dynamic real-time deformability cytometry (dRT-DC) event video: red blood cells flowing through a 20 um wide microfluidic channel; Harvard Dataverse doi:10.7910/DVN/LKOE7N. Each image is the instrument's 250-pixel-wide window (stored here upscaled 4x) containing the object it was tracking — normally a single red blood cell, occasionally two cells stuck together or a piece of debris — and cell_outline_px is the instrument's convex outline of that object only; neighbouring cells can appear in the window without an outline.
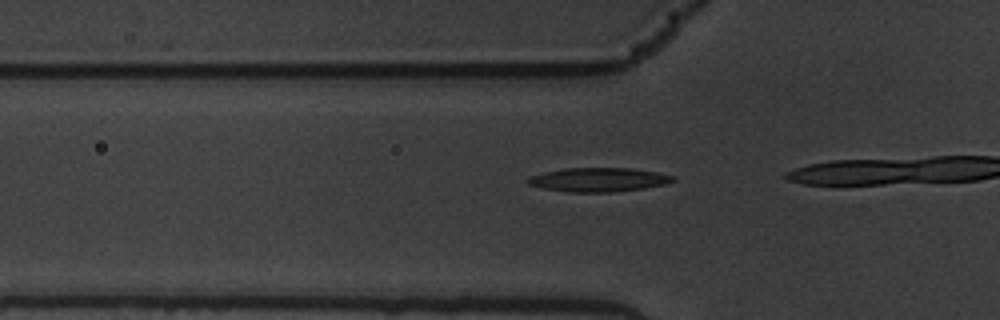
{"species": "common noctule bat (a hibernating species)", "species_latin": "Nyctalus noctula", "temperature_condition": "warm", "stored_images_in_passage": 19, "camera_frame_rate_fps": 3000, "um_per_image_px": 0.085, "animal": {"sex": "male", "body_mass_g": 19.5, "forearm_length_mm": 54.6}, "frame": {"image": 1, "passage_image": 16, "time_ms": 5.0, "image_size_px": [1000, 320], "cell_outline_px": [[676, 180], [668, 184], [644, 188], [612, 192], [564, 192], [544, 188], [528, 184], [524, 180], [528, 176], [544, 172], [564, 168], [632, 168], [656, 172], [676, 176]], "centroid_in_image_um": [50.87, 15.27], "position_along_channel_um": 74.9, "area_um2": 20.52}}